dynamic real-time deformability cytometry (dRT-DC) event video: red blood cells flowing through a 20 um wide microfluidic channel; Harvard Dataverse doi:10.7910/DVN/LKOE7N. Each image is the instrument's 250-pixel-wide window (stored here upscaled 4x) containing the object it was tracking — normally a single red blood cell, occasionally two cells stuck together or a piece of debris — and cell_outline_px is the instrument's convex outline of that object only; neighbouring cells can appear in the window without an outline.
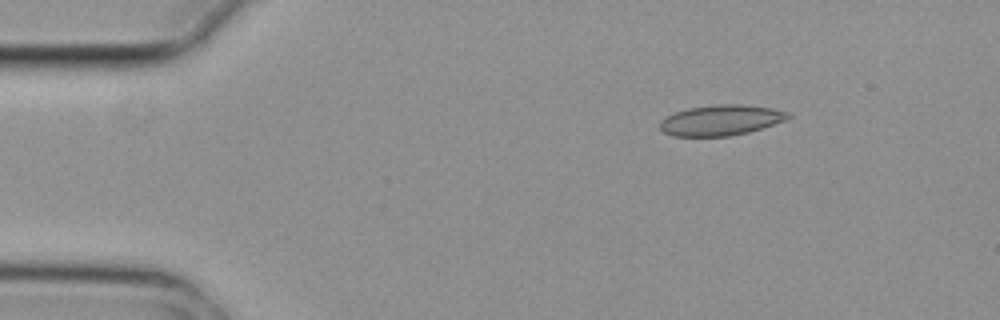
{"species": "common noctule bat (a hibernating species)", "species_latin": "Nyctalus noctula", "temperature_condition": "cold", "stored_images_in_passage": 5, "camera_frame_rate_fps": 3000, "um_per_image_px": 0.085, "animal": {"sex": "female", "body_mass_g": 29.2, "forearm_length_mm": 56.3}, "frame": {"image": 1, "passage_image": 2, "time_ms": 0.333, "image_size_px": [1000, 320], "cell_outline_px": [[792, 116], [784, 120], [748, 132], [728, 136], [672, 136], [664, 132], [660, 128], [660, 120], [676, 112], [688, 108], [716, 104], [740, 104], [772, 108], [792, 112]], "centroid_in_image_um": [61.28, 10.21], "position_along_channel_um": 23.7, "area_um2": 22.66}}
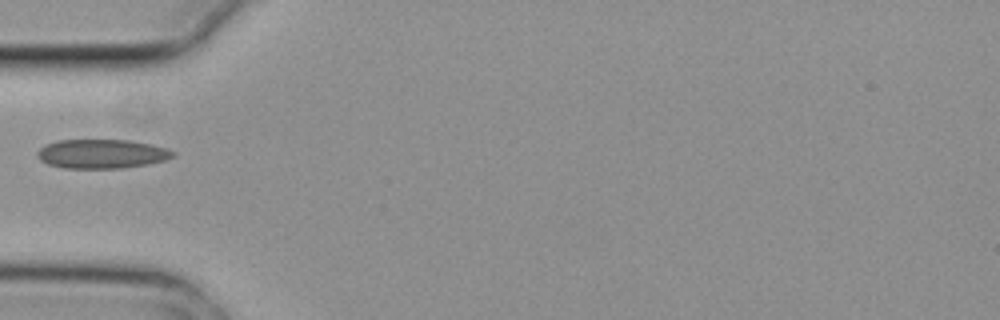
{"frame": {"image": 2, "passage_image": 4, "time_ms": 1.0, "image_size_px": [1000, 320], "cell_outline_px": [[176, 156], [164, 160], [148, 164], [120, 168], [64, 168], [48, 164], [40, 160], [36, 156], [36, 152], [44, 144], [56, 140], [128, 140], [152, 144], [176, 152]], "centroid_in_image_um": [8.62, 13.07], "position_along_channel_um": 76.4, "area_um2": 23.12}}
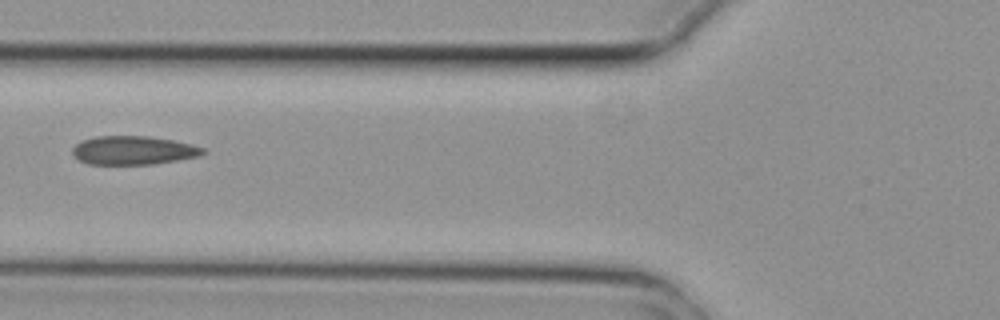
{"frame": {"image": 3, "passage_image": 5, "time_ms": 1.333, "image_size_px": [1000, 320], "cell_outline_px": [[208, 152], [200, 156], [152, 164], [88, 164], [80, 160], [72, 152], [72, 148], [76, 144], [84, 140], [96, 136], [148, 136], [172, 140], [192, 144], [204, 148]], "centroid_in_image_um": [11.37, 12.77], "position_along_channel_um": 114.4, "area_um2": 21.68}}